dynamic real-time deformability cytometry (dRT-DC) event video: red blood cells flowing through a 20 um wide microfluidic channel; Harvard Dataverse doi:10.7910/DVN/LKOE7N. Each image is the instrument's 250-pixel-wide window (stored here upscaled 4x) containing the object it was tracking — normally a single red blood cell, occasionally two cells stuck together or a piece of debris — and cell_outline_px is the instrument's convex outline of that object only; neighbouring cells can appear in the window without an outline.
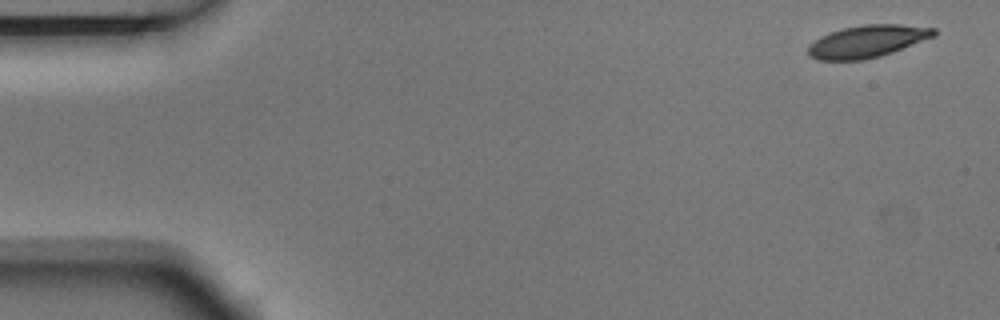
{"species": "Egyptian fruit bat (a non-hibernating species)", "species_latin": "Rousettus aegyptiacus", "temperature_condition": "room temperature", "stored_images_in_passage": 4, "camera_frame_rate_fps": 3000, "um_per_image_px": 0.085, "animal": {"sex": "male"}, "frame": {"image": 1, "passage_image": 1, "time_ms": 0.0, "image_size_px": [1000, 320], "cell_outline_px": [[936, 36], [892, 52], [880, 56], [864, 60], [816, 60], [808, 56], [808, 48], [820, 36], [844, 28], [864, 24], [900, 24], [936, 28]], "centroid_in_image_um": [73.74, 3.52], "position_along_channel_um": 11.3, "area_um2": 23.58}}